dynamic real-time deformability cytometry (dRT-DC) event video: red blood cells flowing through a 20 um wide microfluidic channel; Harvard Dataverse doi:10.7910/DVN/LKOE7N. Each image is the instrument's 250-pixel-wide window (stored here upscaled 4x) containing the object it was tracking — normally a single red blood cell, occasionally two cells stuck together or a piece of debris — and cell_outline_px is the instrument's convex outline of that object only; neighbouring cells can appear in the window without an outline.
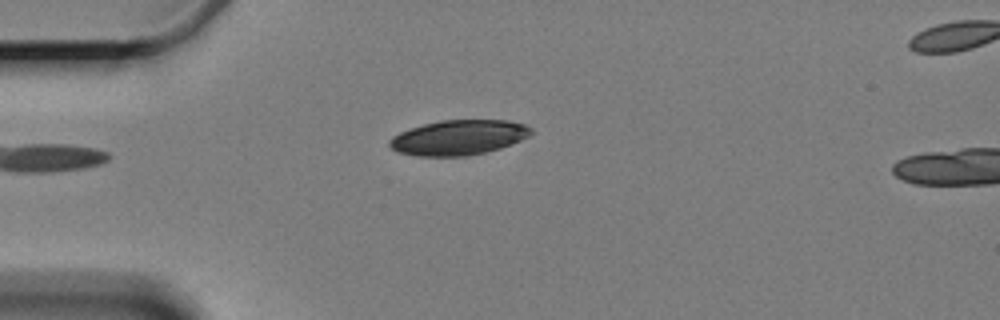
{"species": "Egyptian fruit bat (a non-hibernating species)", "species_latin": "Rousettus aegyptiacus", "temperature_condition": "cold", "stored_images_in_passage": 3, "camera_frame_rate_fps": 3000, "um_per_image_px": 0.085, "animal": {"sex": "female"}, "frame": {"image": 1, "passage_image": 3, "time_ms": 4.0, "image_size_px": [1000, 320], "cell_outline_px": [[532, 132], [528, 136], [520, 140], [500, 148], [484, 152], [464, 156], [416, 156], [396, 152], [388, 144], [388, 140], [392, 136], [400, 132], [424, 124], [440, 120], [508, 120], [524, 124], [532, 128]], "centroid_in_image_um": [38.95, 11.69], "position_along_channel_um": 46.1, "area_um2": 28.78}}